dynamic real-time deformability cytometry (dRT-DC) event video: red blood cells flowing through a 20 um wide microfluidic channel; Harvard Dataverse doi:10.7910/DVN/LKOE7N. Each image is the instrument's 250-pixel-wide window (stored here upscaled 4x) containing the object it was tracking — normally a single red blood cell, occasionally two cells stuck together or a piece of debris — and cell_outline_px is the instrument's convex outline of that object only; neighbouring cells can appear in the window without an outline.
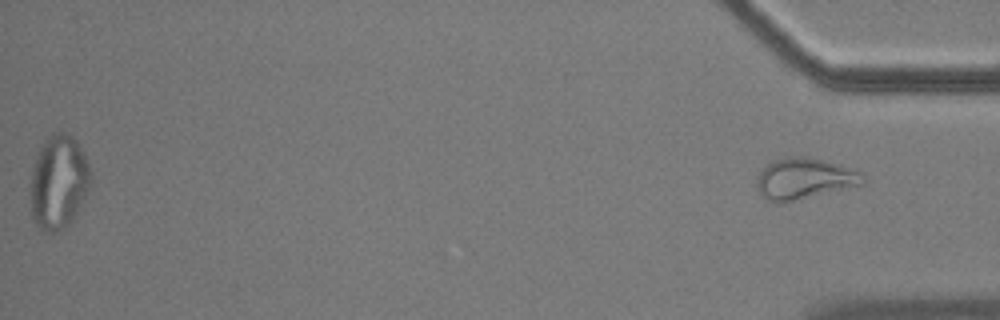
{"species": "common noctule bat (a hibernating species)", "species_latin": "Nyctalus noctula", "temperature_condition": "cold", "stored_images_in_passage": 53, "segment_of_instrument_passage": [2, 2], "camera_frame_rate_fps": 3000, "um_per_image_px": 0.085, "animal": {"sex": "male", "body_mass_g": 17.9}, "frame": {"image": 1, "passage_image": 53, "time_ms": 17.333, "image_size_px": [1000, 320], "cell_outline_px": [[868, 180], [864, 184], [792, 200], [768, 200], [756, 188], [756, 180], [760, 172], [772, 160], [784, 156], [804, 156], [820, 160], [864, 172]], "centroid_in_image_um": [68.4, 15.14], "position_along_channel_um": 366.8, "area_um2": 24.8}}